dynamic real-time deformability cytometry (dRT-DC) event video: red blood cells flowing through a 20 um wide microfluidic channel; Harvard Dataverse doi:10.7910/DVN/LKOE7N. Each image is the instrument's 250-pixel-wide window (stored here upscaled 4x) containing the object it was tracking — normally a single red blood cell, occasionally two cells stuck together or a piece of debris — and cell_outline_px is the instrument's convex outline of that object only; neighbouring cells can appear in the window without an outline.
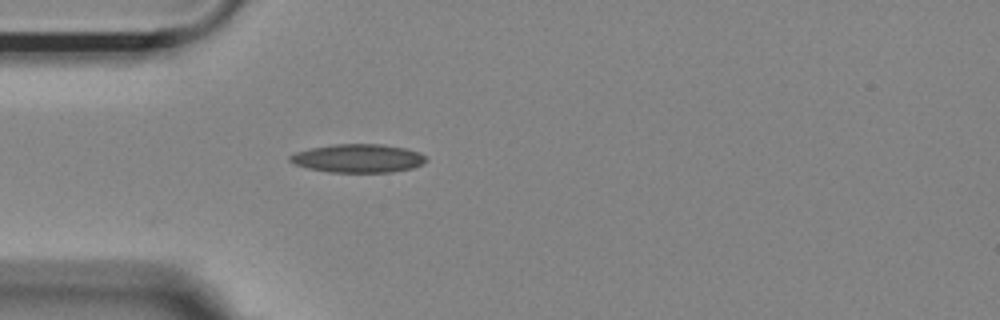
{"species": "Egyptian fruit bat (a non-hibernating species)", "species_latin": "Rousettus aegyptiacus", "temperature_condition": "room temperature", "stored_images_in_passage": 32, "camera_frame_rate_fps": 3000, "um_per_image_px": 0.085, "animal": {"sex": "female"}, "frame": {"image": 1, "passage_image": 1, "time_ms": 0.0, "image_size_px": [1000, 320], "cell_outline_px": [[428, 160], [424, 164], [412, 168], [392, 172], [328, 172], [308, 168], [296, 164], [288, 160], [288, 156], [296, 152], [312, 148], [332, 144], [380, 144], [404, 148], [420, 152]], "centroid_in_image_um": [30.45, 13.46], "position_along_channel_um": 54.5, "area_um2": 22.54}}
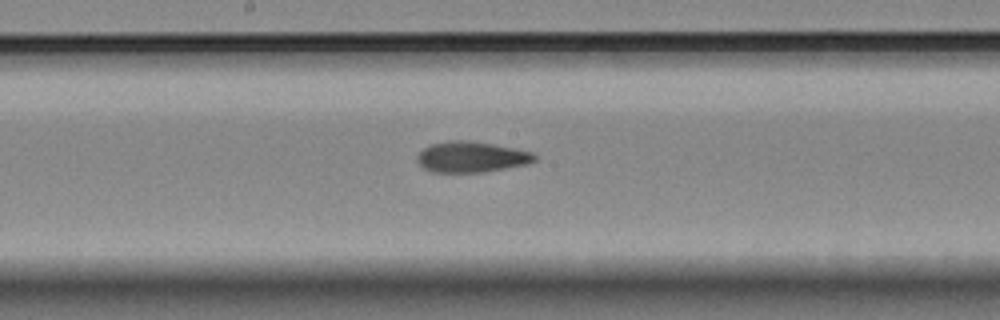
{"frame": {"image": 2, "passage_image": 14, "time_ms": 4.333, "image_size_px": [1000, 320], "cell_outline_px": [[536, 160], [528, 164], [484, 172], [432, 172], [424, 168], [416, 160], [416, 156], [428, 144], [452, 140], [468, 140], [492, 144], [532, 152], [536, 156]], "centroid_in_image_um": [40.04, 13.34], "position_along_channel_um": 208.2, "area_um2": 21.04}}
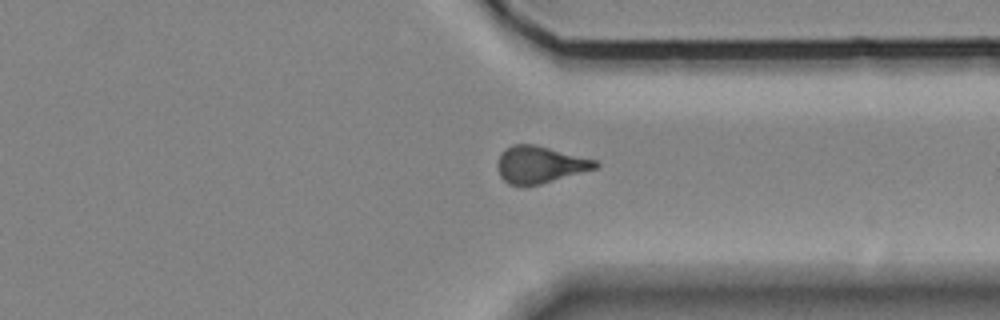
{"frame": {"image": 3, "passage_image": 27, "time_ms": 8.667, "image_size_px": [1000, 320], "cell_outline_px": [[600, 168], [540, 184], [524, 188], [508, 184], [500, 176], [496, 164], [504, 148], [512, 144], [532, 144], [596, 160], [600, 164]], "centroid_in_image_um": [45.88, 14.02], "position_along_channel_um": 365.5, "area_um2": 21.39}, "authors_computed_cell_mechanics": {"area_um2": 21.0681, "velocity_mm_per_s": 3.6367, "shape_relaxation_time_tau1_ms": 8.6313, "shape_relaxation_time_tau2_ms": 3.1119, "deformation_change_tau1": 0.1919, "deformation_change_tau2": 0.1213}}